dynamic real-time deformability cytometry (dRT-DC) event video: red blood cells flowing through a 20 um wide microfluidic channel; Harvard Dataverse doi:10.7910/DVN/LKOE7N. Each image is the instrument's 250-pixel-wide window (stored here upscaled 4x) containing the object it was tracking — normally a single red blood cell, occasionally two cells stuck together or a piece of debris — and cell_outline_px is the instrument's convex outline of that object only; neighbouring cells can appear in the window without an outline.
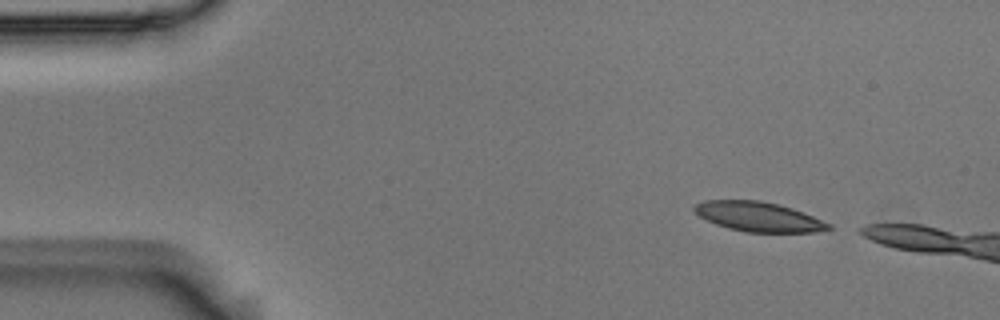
{"species": "Egyptian fruit bat (a non-hibernating species)", "species_latin": "Rousettus aegyptiacus", "temperature_condition": "room temperature", "stored_images_in_passage": 8, "camera_frame_rate_fps": 3000, "um_per_image_px": 0.085, "animal": {"sex": "male"}, "frame": {"image": 1, "passage_image": 3, "time_ms": 0.667, "image_size_px": [1000, 320], "cell_outline_px": [[832, 228], [816, 232], [744, 232], [728, 228], [716, 224], [700, 216], [692, 208], [696, 204], [704, 200], [760, 200], [792, 208], [832, 224]], "centroid_in_image_um": [64.48, 18.42], "position_along_channel_um": 20.5, "area_um2": 23.0}}